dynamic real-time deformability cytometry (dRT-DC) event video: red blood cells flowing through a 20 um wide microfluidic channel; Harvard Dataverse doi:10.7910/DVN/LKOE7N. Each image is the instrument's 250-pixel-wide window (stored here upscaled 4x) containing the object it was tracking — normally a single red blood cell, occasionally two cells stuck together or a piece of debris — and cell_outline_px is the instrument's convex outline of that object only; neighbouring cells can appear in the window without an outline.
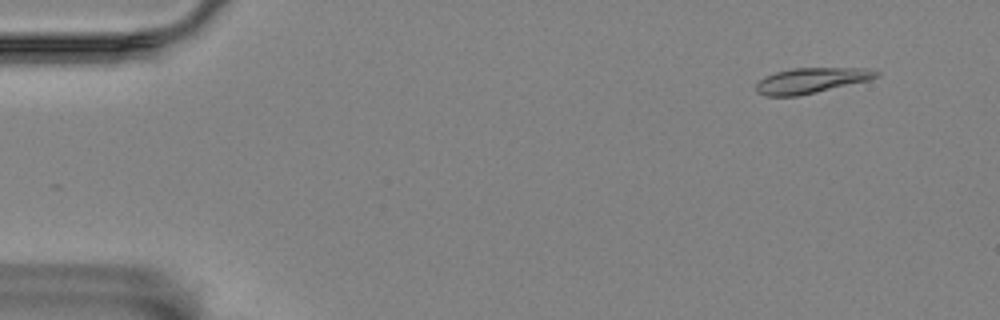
{"species": "Egyptian fruit bat (a non-hibernating species)", "species_latin": "Rousettus aegyptiacus", "temperature_condition": "room temperature", "stored_images_in_passage": 4, "camera_frame_rate_fps": 3000, "um_per_image_px": 0.085, "animal": {"sex": "female"}, "frame": {"image": 1, "passage_image": 1, "time_ms": 0.0, "image_size_px": [1000, 320], "cell_outline_px": [[880, 76], [872, 80], [816, 92], [796, 96], [764, 96], [756, 92], [756, 84], [764, 76], [776, 72], [792, 68], [868, 68], [880, 72]], "centroid_in_image_um": [68.99, 6.84], "position_along_channel_um": 16.0, "area_um2": 17.98}}